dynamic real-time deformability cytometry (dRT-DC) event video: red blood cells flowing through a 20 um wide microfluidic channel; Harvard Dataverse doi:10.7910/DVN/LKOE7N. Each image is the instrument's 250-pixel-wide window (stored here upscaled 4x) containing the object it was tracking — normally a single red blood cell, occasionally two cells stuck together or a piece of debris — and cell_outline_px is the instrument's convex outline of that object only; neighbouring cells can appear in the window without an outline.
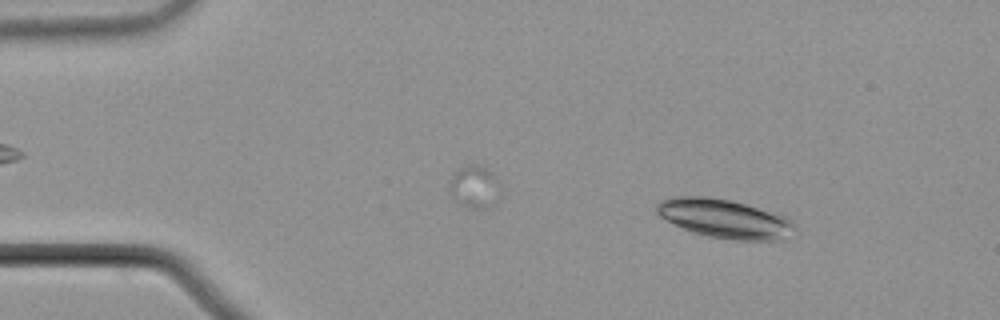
{"species": "common noctule bat (a hibernating species)", "species_latin": "Nyctalus noctula", "temperature_condition": "cold", "stored_images_in_passage": 48, "camera_frame_rate_fps": 3000, "um_per_image_px": 0.085, "animal": {"sex": "male", "body_mass_g": 21.5, "forearm_length_mm": 52.0}, "frame": {"image": 1, "passage_image": 2, "time_ms": 0.333, "image_size_px": [1000, 320], "cell_outline_px": [[796, 228], [784, 240], [736, 240], [708, 236], [692, 232], [660, 216], [656, 212], [656, 204], [660, 200], [676, 196], [704, 196], [732, 200], [784, 216]], "centroid_in_image_um": [61.56, 18.58], "position_along_channel_um": 23.4, "area_um2": 30.87}}
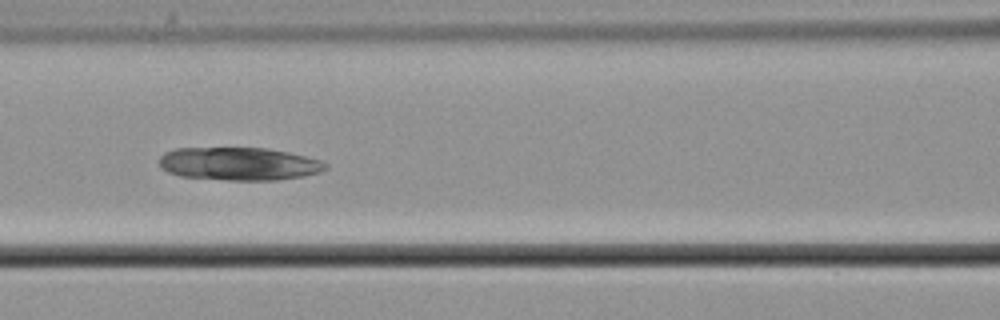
{"frame": {"image": 2, "passage_image": 19, "time_ms": 6.0, "image_size_px": [1000, 320], "cell_outline_px": [[328, 168], [320, 172], [304, 176], [276, 180], [228, 180], [180, 176], [168, 172], [160, 168], [160, 156], [164, 152], [176, 148], [268, 148], [288, 152], [320, 160], [328, 164]], "centroid_in_image_um": [20.31, 13.92], "position_along_channel_um": 146.3, "area_um2": 32.08}}
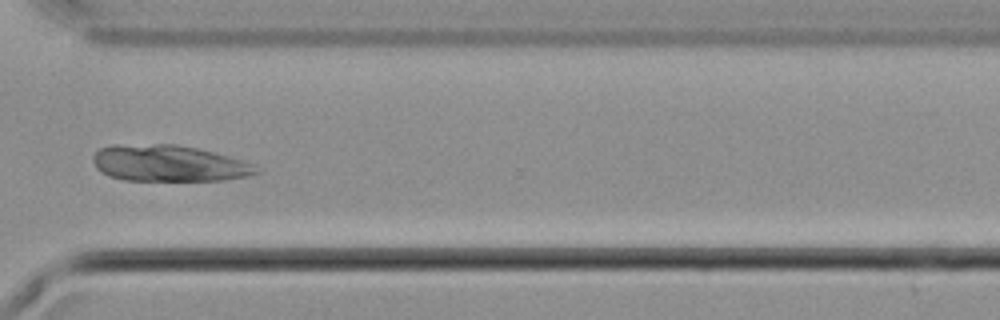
{"frame": {"image": 3, "passage_image": 36, "time_ms": 11.667, "image_size_px": [1000, 320], "cell_outline_px": [[260, 172], [248, 176], [224, 180], [120, 180], [108, 176], [100, 172], [96, 168], [92, 160], [92, 156], [100, 148], [112, 144], [176, 144], [196, 148], [212, 152], [240, 160], [252, 164], [260, 168]], "centroid_in_image_um": [14.28, 13.88], "position_along_channel_um": 356.3, "area_um2": 34.68}}